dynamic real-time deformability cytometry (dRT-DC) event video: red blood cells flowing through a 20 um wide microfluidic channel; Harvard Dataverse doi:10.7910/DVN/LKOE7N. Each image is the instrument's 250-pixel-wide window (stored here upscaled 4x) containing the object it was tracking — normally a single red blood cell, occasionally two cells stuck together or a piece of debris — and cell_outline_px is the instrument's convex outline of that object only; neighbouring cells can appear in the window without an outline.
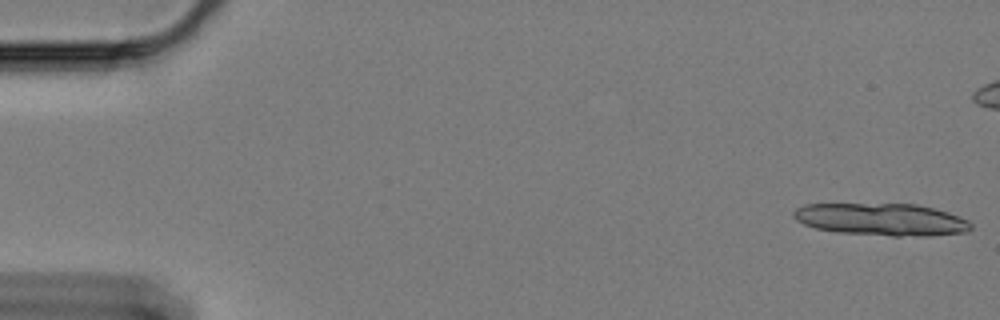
{"species": "Egyptian fruit bat (a non-hibernating species)", "species_latin": "Rousettus aegyptiacus", "temperature_condition": "cold", "stored_images_in_passage": 16, "camera_frame_rate_fps": 3000, "um_per_image_px": 0.085, "animal": {"sex": "female"}, "frame": {"image": 1, "passage_image": 1, "time_ms": 0.0, "image_size_px": [1000, 320], "cell_outline_px": [[972, 228], [968, 232], [928, 236], [892, 236], [836, 232], [816, 228], [804, 224], [796, 220], [792, 216], [792, 212], [796, 208], [804, 204], [916, 204], [948, 212], [968, 220], [972, 224]], "centroid_in_image_um": [74.93, 18.66], "position_along_channel_um": 10.1, "area_um2": 33.52}}